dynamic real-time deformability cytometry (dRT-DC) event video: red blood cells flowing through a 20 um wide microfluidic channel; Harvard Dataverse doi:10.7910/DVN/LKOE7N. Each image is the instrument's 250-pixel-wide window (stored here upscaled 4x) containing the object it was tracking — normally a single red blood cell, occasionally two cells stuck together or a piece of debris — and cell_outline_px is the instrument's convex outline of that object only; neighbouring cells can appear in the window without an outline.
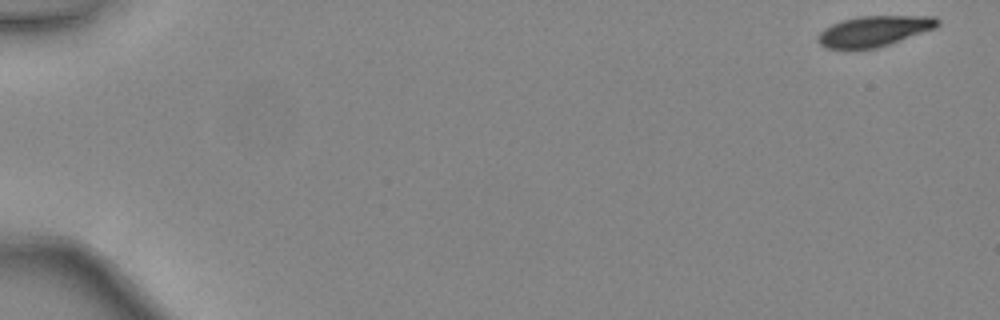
{"species": "common noctule bat (a hibernating species)", "species_latin": "Nyctalus noctula", "temperature_condition": "warm", "stored_images_in_passage": 10, "camera_frame_rate_fps": 3000, "um_per_image_px": 0.085, "animal": {"sex": "female", "body_mass_g": 24.6, "forearm_length_mm": 56.2}, "frame": {"image": 1, "passage_image": 1, "time_ms": 0.0, "image_size_px": [1000, 320], "cell_outline_px": [[940, 24], [936, 28], [876, 48], [824, 48], [816, 40], [820, 32], [824, 28], [832, 24], [844, 20], [860, 16], [936, 16], [940, 20]], "centroid_in_image_um": [74.31, 2.63], "position_along_channel_um": 10.7, "area_um2": 21.1}}